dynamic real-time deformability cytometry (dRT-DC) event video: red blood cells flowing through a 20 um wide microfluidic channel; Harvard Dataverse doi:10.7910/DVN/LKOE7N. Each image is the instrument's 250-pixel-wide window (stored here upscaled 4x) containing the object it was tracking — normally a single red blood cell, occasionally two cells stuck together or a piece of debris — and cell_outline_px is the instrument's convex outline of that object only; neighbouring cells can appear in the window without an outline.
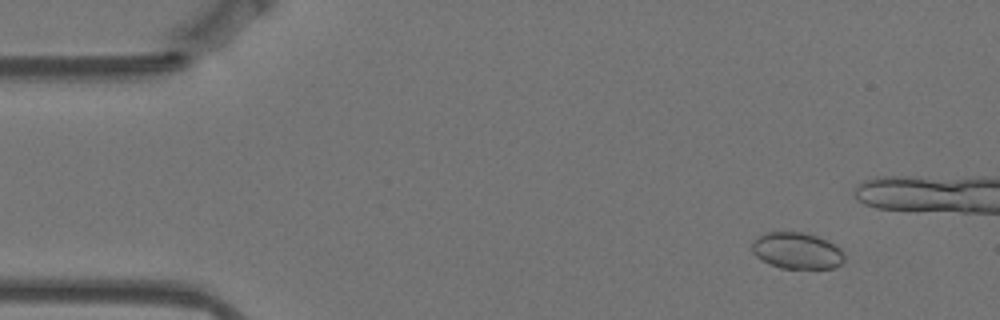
{"species": "Egyptian fruit bat (a non-hibernating species)", "species_latin": "Rousettus aegyptiacus", "temperature_condition": "warm", "stored_images_in_passage": 46, "camera_frame_rate_fps": 3000, "um_per_image_px": 0.085, "animal": {"sex": "female"}, "frame": {"image": 1, "passage_image": 6, "time_ms": 1.667, "image_size_px": [1000, 320], "cell_outline_px": [[844, 260], [840, 264], [832, 268], [780, 268], [768, 264], [760, 260], [752, 252], [752, 240], [768, 232], [804, 232], [816, 236], [836, 244], [840, 248], [844, 256]], "centroid_in_image_um": [67.72, 21.31], "position_along_channel_um": 17.3, "area_um2": 19.65}}
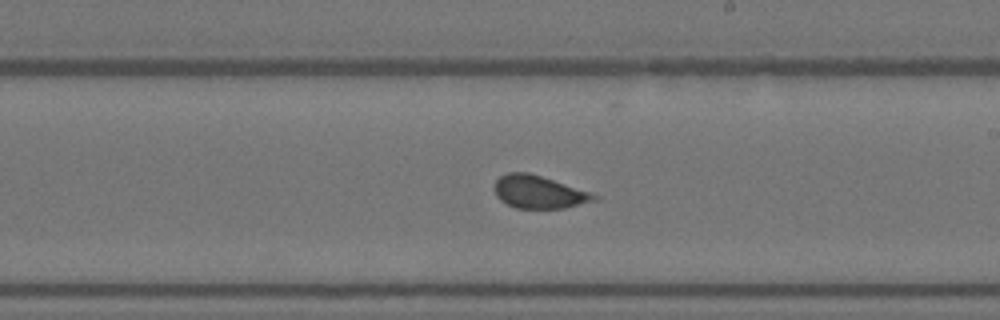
{"frame": {"image": 2, "passage_image": 33, "time_ms": 10.667, "image_size_px": [1000, 320], "cell_outline_px": [[600, 200], [564, 208], [516, 208], [500, 200], [496, 196], [496, 180], [500, 176], [508, 172], [528, 172], [600, 196]], "centroid_in_image_um": [45.82, 16.33], "position_along_channel_um": 243.2, "area_um2": 18.73}}
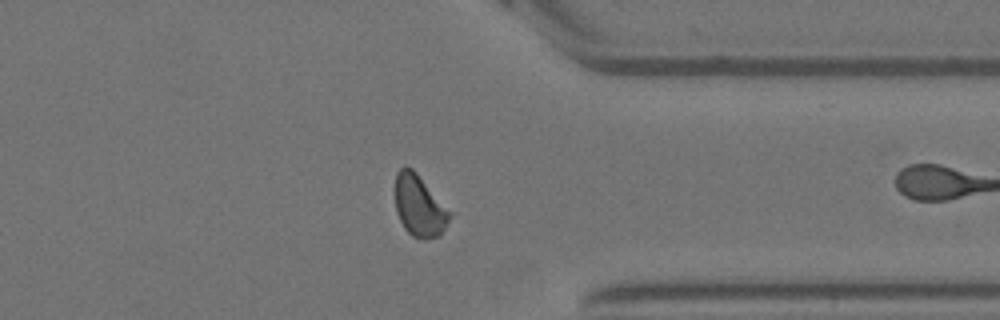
{"frame": {"image": 3, "passage_image": 45, "time_ms": 14.667, "image_size_px": [1000, 320], "cell_outline_px": [[456, 212], [444, 228], [436, 236], [424, 240], [412, 236], [404, 228], [396, 212], [396, 172], [404, 164], [412, 168]], "centroid_in_image_um": [35.71, 17.47], "position_along_channel_um": 375.7, "area_um2": 20.17}}